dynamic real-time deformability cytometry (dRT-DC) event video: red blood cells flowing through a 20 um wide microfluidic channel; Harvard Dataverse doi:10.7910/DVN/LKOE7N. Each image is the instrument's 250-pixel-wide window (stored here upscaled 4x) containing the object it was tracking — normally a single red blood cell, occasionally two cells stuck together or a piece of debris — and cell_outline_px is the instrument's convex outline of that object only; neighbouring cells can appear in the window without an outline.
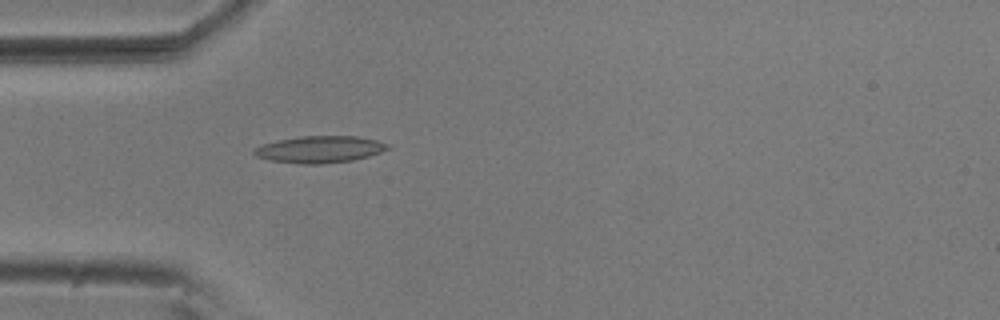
{"species": "common noctule bat (a hibernating species)", "species_latin": "Nyctalus noctula", "temperature_condition": "room temperature", "stored_images_in_passage": 4, "camera_frame_rate_fps": 3000, "um_per_image_px": 0.085, "animal": {"sex": "male", "body_mass_g": 20.5, "forearm_length_mm": 52.5}, "frame": {"image": 1, "passage_image": 4, "time_ms": 1.0, "image_size_px": [1000, 320], "cell_outline_px": [[392, 148], [368, 156], [352, 160], [320, 164], [300, 164], [268, 160], [256, 156], [252, 152], [252, 148], [260, 144], [300, 136], [356, 136], [376, 140], [392, 144]], "centroid_in_image_um": [27.17, 12.69], "position_along_channel_um": 57.8, "area_um2": 21.1}}